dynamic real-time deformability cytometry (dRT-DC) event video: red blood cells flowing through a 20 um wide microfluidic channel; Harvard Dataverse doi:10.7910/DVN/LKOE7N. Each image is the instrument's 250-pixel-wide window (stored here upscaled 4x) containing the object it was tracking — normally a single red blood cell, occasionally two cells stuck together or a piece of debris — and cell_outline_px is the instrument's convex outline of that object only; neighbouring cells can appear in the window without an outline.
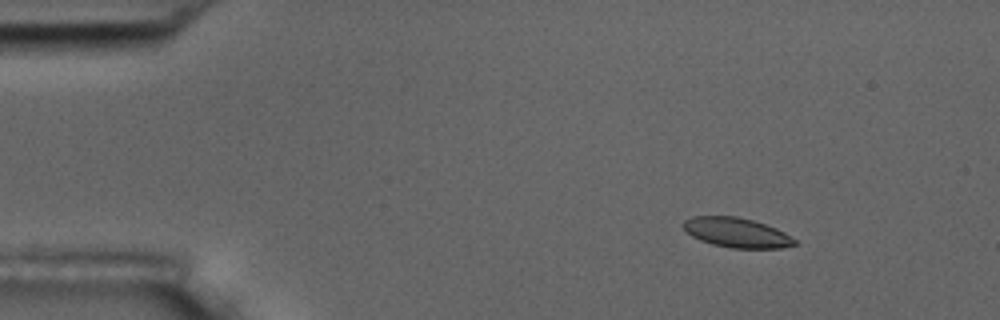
{"species": "common noctule bat (a hibernating species)", "species_latin": "Nyctalus noctula", "temperature_condition": "room temperature", "stored_images_in_passage": 5, "camera_frame_rate_fps": 3000, "um_per_image_px": 0.085, "animal": {"sex": "male", "body_mass_g": 17.5, "forearm_length_mm": 52.3}, "frame": {"image": 1, "passage_image": 3, "time_ms": 2.333, "image_size_px": [1000, 320], "cell_outline_px": [[796, 244], [780, 248], [732, 248], [712, 244], [700, 240], [692, 236], [684, 228], [684, 220], [692, 216], [736, 216], [752, 220], [776, 228], [784, 232], [796, 240]], "centroid_in_image_um": [62.61, 19.77], "position_along_channel_um": 22.4, "area_um2": 19.07}}